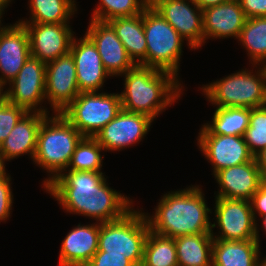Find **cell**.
I'll list each match as a JSON object with an SVG mask.
<instances>
[{
  "instance_id": "cell-35",
  "label": "cell",
  "mask_w": 266,
  "mask_h": 266,
  "mask_svg": "<svg viewBox=\"0 0 266 266\" xmlns=\"http://www.w3.org/2000/svg\"><path fill=\"white\" fill-rule=\"evenodd\" d=\"M251 204V209L253 212V217L256 222V241L260 244V235L258 228L260 225L257 223L258 219L257 217H261L266 215V180H264L260 186L259 189L253 194L251 199L249 200ZM258 214V215H257ZM257 219V220H256Z\"/></svg>"
},
{
  "instance_id": "cell-15",
  "label": "cell",
  "mask_w": 266,
  "mask_h": 266,
  "mask_svg": "<svg viewBox=\"0 0 266 266\" xmlns=\"http://www.w3.org/2000/svg\"><path fill=\"white\" fill-rule=\"evenodd\" d=\"M197 145L211 163L213 175L221 169L244 164L254 158L243 136L198 134Z\"/></svg>"
},
{
  "instance_id": "cell-34",
  "label": "cell",
  "mask_w": 266,
  "mask_h": 266,
  "mask_svg": "<svg viewBox=\"0 0 266 266\" xmlns=\"http://www.w3.org/2000/svg\"><path fill=\"white\" fill-rule=\"evenodd\" d=\"M11 184V176L5 169L0 173V223L6 222L11 217L14 198Z\"/></svg>"
},
{
  "instance_id": "cell-37",
  "label": "cell",
  "mask_w": 266,
  "mask_h": 266,
  "mask_svg": "<svg viewBox=\"0 0 266 266\" xmlns=\"http://www.w3.org/2000/svg\"><path fill=\"white\" fill-rule=\"evenodd\" d=\"M246 18L266 17V0H238Z\"/></svg>"
},
{
  "instance_id": "cell-45",
  "label": "cell",
  "mask_w": 266,
  "mask_h": 266,
  "mask_svg": "<svg viewBox=\"0 0 266 266\" xmlns=\"http://www.w3.org/2000/svg\"><path fill=\"white\" fill-rule=\"evenodd\" d=\"M4 88L0 85V100L4 97Z\"/></svg>"
},
{
  "instance_id": "cell-19",
  "label": "cell",
  "mask_w": 266,
  "mask_h": 266,
  "mask_svg": "<svg viewBox=\"0 0 266 266\" xmlns=\"http://www.w3.org/2000/svg\"><path fill=\"white\" fill-rule=\"evenodd\" d=\"M218 187L215 197L250 200L264 181L255 157L244 164L227 167L214 175Z\"/></svg>"
},
{
  "instance_id": "cell-6",
  "label": "cell",
  "mask_w": 266,
  "mask_h": 266,
  "mask_svg": "<svg viewBox=\"0 0 266 266\" xmlns=\"http://www.w3.org/2000/svg\"><path fill=\"white\" fill-rule=\"evenodd\" d=\"M142 209L133 207L117 220L100 223L98 251L124 255L135 266H141L145 241L150 231Z\"/></svg>"
},
{
  "instance_id": "cell-32",
  "label": "cell",
  "mask_w": 266,
  "mask_h": 266,
  "mask_svg": "<svg viewBox=\"0 0 266 266\" xmlns=\"http://www.w3.org/2000/svg\"><path fill=\"white\" fill-rule=\"evenodd\" d=\"M244 140L250 153L255 157L266 147V106L250 109L249 126Z\"/></svg>"
},
{
  "instance_id": "cell-38",
  "label": "cell",
  "mask_w": 266,
  "mask_h": 266,
  "mask_svg": "<svg viewBox=\"0 0 266 266\" xmlns=\"http://www.w3.org/2000/svg\"><path fill=\"white\" fill-rule=\"evenodd\" d=\"M262 178L266 180V148L255 156Z\"/></svg>"
},
{
  "instance_id": "cell-17",
  "label": "cell",
  "mask_w": 266,
  "mask_h": 266,
  "mask_svg": "<svg viewBox=\"0 0 266 266\" xmlns=\"http://www.w3.org/2000/svg\"><path fill=\"white\" fill-rule=\"evenodd\" d=\"M85 34L96 45L103 66L111 77L120 76L136 65L108 22L90 19Z\"/></svg>"
},
{
  "instance_id": "cell-24",
  "label": "cell",
  "mask_w": 266,
  "mask_h": 266,
  "mask_svg": "<svg viewBox=\"0 0 266 266\" xmlns=\"http://www.w3.org/2000/svg\"><path fill=\"white\" fill-rule=\"evenodd\" d=\"M136 65L146 66L147 42L143 27V12L108 21Z\"/></svg>"
},
{
  "instance_id": "cell-42",
  "label": "cell",
  "mask_w": 266,
  "mask_h": 266,
  "mask_svg": "<svg viewBox=\"0 0 266 266\" xmlns=\"http://www.w3.org/2000/svg\"><path fill=\"white\" fill-rule=\"evenodd\" d=\"M4 12V13H3ZM3 14H5V11L3 9L0 8V30L4 27V25L2 24V19L3 18ZM2 26V27H1Z\"/></svg>"
},
{
  "instance_id": "cell-18",
  "label": "cell",
  "mask_w": 266,
  "mask_h": 266,
  "mask_svg": "<svg viewBox=\"0 0 266 266\" xmlns=\"http://www.w3.org/2000/svg\"><path fill=\"white\" fill-rule=\"evenodd\" d=\"M76 66L78 89L81 92H99L111 75L105 70L98 49L84 34L83 38L73 37L70 46ZM106 78V79H105Z\"/></svg>"
},
{
  "instance_id": "cell-16",
  "label": "cell",
  "mask_w": 266,
  "mask_h": 266,
  "mask_svg": "<svg viewBox=\"0 0 266 266\" xmlns=\"http://www.w3.org/2000/svg\"><path fill=\"white\" fill-rule=\"evenodd\" d=\"M31 56L25 26L16 21L0 30V85L5 89Z\"/></svg>"
},
{
  "instance_id": "cell-29",
  "label": "cell",
  "mask_w": 266,
  "mask_h": 266,
  "mask_svg": "<svg viewBox=\"0 0 266 266\" xmlns=\"http://www.w3.org/2000/svg\"><path fill=\"white\" fill-rule=\"evenodd\" d=\"M141 266H178L175 239L157 235L150 230Z\"/></svg>"
},
{
  "instance_id": "cell-41",
  "label": "cell",
  "mask_w": 266,
  "mask_h": 266,
  "mask_svg": "<svg viewBox=\"0 0 266 266\" xmlns=\"http://www.w3.org/2000/svg\"><path fill=\"white\" fill-rule=\"evenodd\" d=\"M260 219L262 220L261 227L265 229L264 232L266 233V215L261 216Z\"/></svg>"
},
{
  "instance_id": "cell-3",
  "label": "cell",
  "mask_w": 266,
  "mask_h": 266,
  "mask_svg": "<svg viewBox=\"0 0 266 266\" xmlns=\"http://www.w3.org/2000/svg\"><path fill=\"white\" fill-rule=\"evenodd\" d=\"M120 76L125 85L120 93L122 109L153 120L183 95L180 78L169 71L138 64Z\"/></svg>"
},
{
  "instance_id": "cell-14",
  "label": "cell",
  "mask_w": 266,
  "mask_h": 266,
  "mask_svg": "<svg viewBox=\"0 0 266 266\" xmlns=\"http://www.w3.org/2000/svg\"><path fill=\"white\" fill-rule=\"evenodd\" d=\"M27 29L30 54L48 63L70 52L75 32L70 23H21Z\"/></svg>"
},
{
  "instance_id": "cell-2",
  "label": "cell",
  "mask_w": 266,
  "mask_h": 266,
  "mask_svg": "<svg viewBox=\"0 0 266 266\" xmlns=\"http://www.w3.org/2000/svg\"><path fill=\"white\" fill-rule=\"evenodd\" d=\"M204 196L199 185L167 192L161 196L151 216L145 213L150 230L169 238L211 233L212 223L208 214L212 209Z\"/></svg>"
},
{
  "instance_id": "cell-5",
  "label": "cell",
  "mask_w": 266,
  "mask_h": 266,
  "mask_svg": "<svg viewBox=\"0 0 266 266\" xmlns=\"http://www.w3.org/2000/svg\"><path fill=\"white\" fill-rule=\"evenodd\" d=\"M220 80L202 85L206 100L216 107L259 108L266 106V66L252 65ZM259 66V68L257 67ZM254 68L255 72L253 71Z\"/></svg>"
},
{
  "instance_id": "cell-28",
  "label": "cell",
  "mask_w": 266,
  "mask_h": 266,
  "mask_svg": "<svg viewBox=\"0 0 266 266\" xmlns=\"http://www.w3.org/2000/svg\"><path fill=\"white\" fill-rule=\"evenodd\" d=\"M248 52L249 65L266 66V17H252L245 21L238 38Z\"/></svg>"
},
{
  "instance_id": "cell-36",
  "label": "cell",
  "mask_w": 266,
  "mask_h": 266,
  "mask_svg": "<svg viewBox=\"0 0 266 266\" xmlns=\"http://www.w3.org/2000/svg\"><path fill=\"white\" fill-rule=\"evenodd\" d=\"M88 264L90 266H135L124 255L108 254L105 251H97Z\"/></svg>"
},
{
  "instance_id": "cell-10",
  "label": "cell",
  "mask_w": 266,
  "mask_h": 266,
  "mask_svg": "<svg viewBox=\"0 0 266 266\" xmlns=\"http://www.w3.org/2000/svg\"><path fill=\"white\" fill-rule=\"evenodd\" d=\"M211 235L226 241L256 240V222L249 200L215 197ZM218 226V227H217ZM218 228V235L213 232ZM220 234V235H219Z\"/></svg>"
},
{
  "instance_id": "cell-27",
  "label": "cell",
  "mask_w": 266,
  "mask_h": 266,
  "mask_svg": "<svg viewBox=\"0 0 266 266\" xmlns=\"http://www.w3.org/2000/svg\"><path fill=\"white\" fill-rule=\"evenodd\" d=\"M29 20L19 19V23H70L77 11L75 0H28Z\"/></svg>"
},
{
  "instance_id": "cell-4",
  "label": "cell",
  "mask_w": 266,
  "mask_h": 266,
  "mask_svg": "<svg viewBox=\"0 0 266 266\" xmlns=\"http://www.w3.org/2000/svg\"><path fill=\"white\" fill-rule=\"evenodd\" d=\"M51 115L41 123L33 158V163L48 174L43 180L44 188L67 169L76 146L84 137L61 113Z\"/></svg>"
},
{
  "instance_id": "cell-44",
  "label": "cell",
  "mask_w": 266,
  "mask_h": 266,
  "mask_svg": "<svg viewBox=\"0 0 266 266\" xmlns=\"http://www.w3.org/2000/svg\"><path fill=\"white\" fill-rule=\"evenodd\" d=\"M260 266H266V257L264 258H262V259H260Z\"/></svg>"
},
{
  "instance_id": "cell-40",
  "label": "cell",
  "mask_w": 266,
  "mask_h": 266,
  "mask_svg": "<svg viewBox=\"0 0 266 266\" xmlns=\"http://www.w3.org/2000/svg\"><path fill=\"white\" fill-rule=\"evenodd\" d=\"M11 1L14 0H0V8L5 10L6 8H8V6H10L9 4L11 3Z\"/></svg>"
},
{
  "instance_id": "cell-8",
  "label": "cell",
  "mask_w": 266,
  "mask_h": 266,
  "mask_svg": "<svg viewBox=\"0 0 266 266\" xmlns=\"http://www.w3.org/2000/svg\"><path fill=\"white\" fill-rule=\"evenodd\" d=\"M100 92H81L60 112L84 137H95L122 110L119 93Z\"/></svg>"
},
{
  "instance_id": "cell-26",
  "label": "cell",
  "mask_w": 266,
  "mask_h": 266,
  "mask_svg": "<svg viewBox=\"0 0 266 266\" xmlns=\"http://www.w3.org/2000/svg\"><path fill=\"white\" fill-rule=\"evenodd\" d=\"M250 108L216 107L212 121L201 126L198 134L243 136L249 126Z\"/></svg>"
},
{
  "instance_id": "cell-21",
  "label": "cell",
  "mask_w": 266,
  "mask_h": 266,
  "mask_svg": "<svg viewBox=\"0 0 266 266\" xmlns=\"http://www.w3.org/2000/svg\"><path fill=\"white\" fill-rule=\"evenodd\" d=\"M47 114L40 112H27L11 130L8 137L0 145V159L5 165L6 161L17 159L21 155H30L33 161L38 131Z\"/></svg>"
},
{
  "instance_id": "cell-1",
  "label": "cell",
  "mask_w": 266,
  "mask_h": 266,
  "mask_svg": "<svg viewBox=\"0 0 266 266\" xmlns=\"http://www.w3.org/2000/svg\"><path fill=\"white\" fill-rule=\"evenodd\" d=\"M106 181L102 171L65 170L44 190L66 213L105 223L123 217L134 206L130 197L112 189Z\"/></svg>"
},
{
  "instance_id": "cell-31",
  "label": "cell",
  "mask_w": 266,
  "mask_h": 266,
  "mask_svg": "<svg viewBox=\"0 0 266 266\" xmlns=\"http://www.w3.org/2000/svg\"><path fill=\"white\" fill-rule=\"evenodd\" d=\"M150 0H99L91 19L108 22L112 19L141 14Z\"/></svg>"
},
{
  "instance_id": "cell-22",
  "label": "cell",
  "mask_w": 266,
  "mask_h": 266,
  "mask_svg": "<svg viewBox=\"0 0 266 266\" xmlns=\"http://www.w3.org/2000/svg\"><path fill=\"white\" fill-rule=\"evenodd\" d=\"M100 223L81 225L72 228L62 240L59 249V266L88 264L98 251Z\"/></svg>"
},
{
  "instance_id": "cell-20",
  "label": "cell",
  "mask_w": 266,
  "mask_h": 266,
  "mask_svg": "<svg viewBox=\"0 0 266 266\" xmlns=\"http://www.w3.org/2000/svg\"><path fill=\"white\" fill-rule=\"evenodd\" d=\"M247 20L238 0L207 7L203 10L204 44L208 39H238Z\"/></svg>"
},
{
  "instance_id": "cell-25",
  "label": "cell",
  "mask_w": 266,
  "mask_h": 266,
  "mask_svg": "<svg viewBox=\"0 0 266 266\" xmlns=\"http://www.w3.org/2000/svg\"><path fill=\"white\" fill-rule=\"evenodd\" d=\"M175 239L178 266H212L211 233L182 235Z\"/></svg>"
},
{
  "instance_id": "cell-43",
  "label": "cell",
  "mask_w": 266,
  "mask_h": 266,
  "mask_svg": "<svg viewBox=\"0 0 266 266\" xmlns=\"http://www.w3.org/2000/svg\"><path fill=\"white\" fill-rule=\"evenodd\" d=\"M6 165H4L2 162H1V159H0V173H2L6 168H5Z\"/></svg>"
},
{
  "instance_id": "cell-13",
  "label": "cell",
  "mask_w": 266,
  "mask_h": 266,
  "mask_svg": "<svg viewBox=\"0 0 266 266\" xmlns=\"http://www.w3.org/2000/svg\"><path fill=\"white\" fill-rule=\"evenodd\" d=\"M79 93L76 66L70 52L46 63L45 99L53 113L63 111Z\"/></svg>"
},
{
  "instance_id": "cell-9",
  "label": "cell",
  "mask_w": 266,
  "mask_h": 266,
  "mask_svg": "<svg viewBox=\"0 0 266 266\" xmlns=\"http://www.w3.org/2000/svg\"><path fill=\"white\" fill-rule=\"evenodd\" d=\"M4 98L28 112H40L49 115L48 109L41 106L45 100L46 63L30 56L17 76L8 83Z\"/></svg>"
},
{
  "instance_id": "cell-30",
  "label": "cell",
  "mask_w": 266,
  "mask_h": 266,
  "mask_svg": "<svg viewBox=\"0 0 266 266\" xmlns=\"http://www.w3.org/2000/svg\"><path fill=\"white\" fill-rule=\"evenodd\" d=\"M103 147L94 137H83L72 154L66 170L102 171Z\"/></svg>"
},
{
  "instance_id": "cell-12",
  "label": "cell",
  "mask_w": 266,
  "mask_h": 266,
  "mask_svg": "<svg viewBox=\"0 0 266 266\" xmlns=\"http://www.w3.org/2000/svg\"><path fill=\"white\" fill-rule=\"evenodd\" d=\"M153 121L147 115L122 109L94 138L104 151H121L140 143L148 134Z\"/></svg>"
},
{
  "instance_id": "cell-7",
  "label": "cell",
  "mask_w": 266,
  "mask_h": 266,
  "mask_svg": "<svg viewBox=\"0 0 266 266\" xmlns=\"http://www.w3.org/2000/svg\"><path fill=\"white\" fill-rule=\"evenodd\" d=\"M143 27L147 42L146 66L180 77V59L184 39L150 5L143 11Z\"/></svg>"
},
{
  "instance_id": "cell-11",
  "label": "cell",
  "mask_w": 266,
  "mask_h": 266,
  "mask_svg": "<svg viewBox=\"0 0 266 266\" xmlns=\"http://www.w3.org/2000/svg\"><path fill=\"white\" fill-rule=\"evenodd\" d=\"M155 9L187 41L190 49L204 44L203 10L193 0H150Z\"/></svg>"
},
{
  "instance_id": "cell-33",
  "label": "cell",
  "mask_w": 266,
  "mask_h": 266,
  "mask_svg": "<svg viewBox=\"0 0 266 266\" xmlns=\"http://www.w3.org/2000/svg\"><path fill=\"white\" fill-rule=\"evenodd\" d=\"M27 112L23 107L8 102L4 97L0 100V145Z\"/></svg>"
},
{
  "instance_id": "cell-39",
  "label": "cell",
  "mask_w": 266,
  "mask_h": 266,
  "mask_svg": "<svg viewBox=\"0 0 266 266\" xmlns=\"http://www.w3.org/2000/svg\"><path fill=\"white\" fill-rule=\"evenodd\" d=\"M202 10L207 7L216 6L229 0H193Z\"/></svg>"
},
{
  "instance_id": "cell-23",
  "label": "cell",
  "mask_w": 266,
  "mask_h": 266,
  "mask_svg": "<svg viewBox=\"0 0 266 266\" xmlns=\"http://www.w3.org/2000/svg\"><path fill=\"white\" fill-rule=\"evenodd\" d=\"M261 245L256 240L214 239L212 266H260ZM261 254V255H260Z\"/></svg>"
},
{
  "instance_id": "cell-46",
  "label": "cell",
  "mask_w": 266,
  "mask_h": 266,
  "mask_svg": "<svg viewBox=\"0 0 266 266\" xmlns=\"http://www.w3.org/2000/svg\"><path fill=\"white\" fill-rule=\"evenodd\" d=\"M70 266H90L89 264H76V265H70Z\"/></svg>"
}]
</instances>
